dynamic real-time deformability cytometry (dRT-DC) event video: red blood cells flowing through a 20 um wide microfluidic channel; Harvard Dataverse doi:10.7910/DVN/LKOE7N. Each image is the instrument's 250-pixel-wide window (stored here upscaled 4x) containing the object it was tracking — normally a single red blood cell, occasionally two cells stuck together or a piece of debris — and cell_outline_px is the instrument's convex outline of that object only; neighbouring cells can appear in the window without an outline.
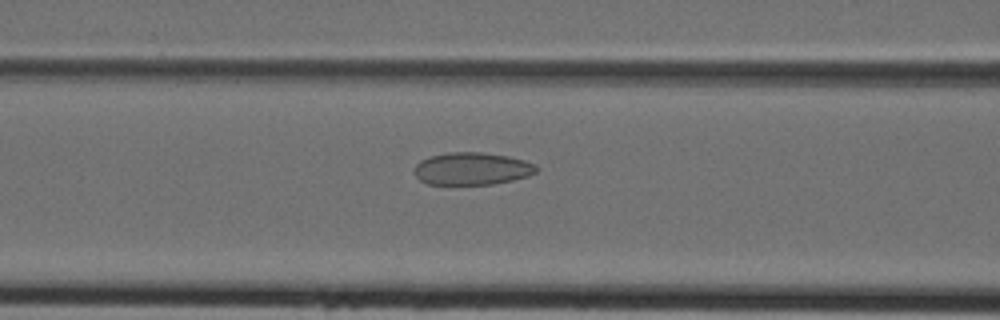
{"species": "Egyptian fruit bat (a non-hibernating species)", "species_latin": "Rousettus aegyptiacus", "temperature_condition": "cold", "stored_images_in_passage": 30, "camera_frame_rate_fps": 3000, "um_per_image_px": 0.085, "animal": {"sex": "female"}, "frame": {"image": 1, "passage_image": 10, "time_ms": 3.0, "image_size_px": [1000, 320], "cell_outline_px": [[540, 168], [536, 172], [528, 176], [512, 180], [492, 184], [428, 184], [420, 180], [416, 176], [416, 164], [420, 160], [428, 156], [448, 152], [480, 152], [508, 156], [524, 160], [536, 164]], "centroid_in_image_um": [40.14, 14.33], "position_along_channel_um": 126.5, "area_um2": 23.12}}
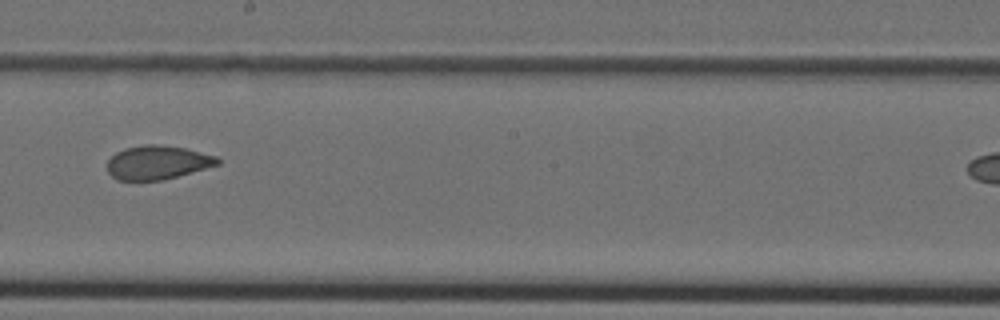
{"frame": {"image": 2, "passage_image": 17, "time_ms": 5.333, "image_size_px": [1000, 320], "cell_outline_px": [[220, 164], [164, 180], [116, 180], [108, 172], [108, 160], [116, 152], [124, 148], [144, 144], [156, 144], [184, 148], [216, 156], [220, 160]], "centroid_in_image_um": [13.37, 13.81], "position_along_channel_um": 234.8, "area_um2": 21.68}}
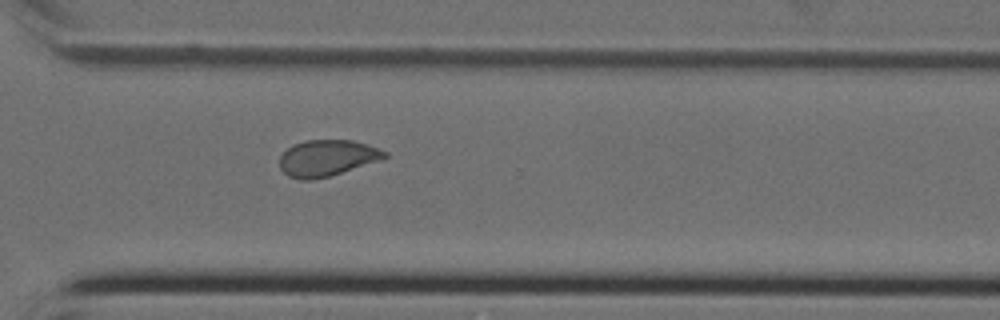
{"frame": {"image": 3, "passage_image": 24, "time_ms": 7.667, "image_size_px": [1000, 320], "cell_outline_px": [[388, 156], [384, 160], [328, 176], [312, 180], [300, 180], [288, 176], [280, 168], [280, 156], [292, 144], [304, 140], [352, 140], [388, 152]], "centroid_in_image_um": [27.81, 13.43], "position_along_channel_um": 342.8, "area_um2": 22.25}}